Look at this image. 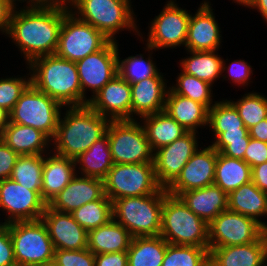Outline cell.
I'll list each match as a JSON object with an SVG mask.
<instances>
[{
    "label": "cell",
    "mask_w": 267,
    "mask_h": 266,
    "mask_svg": "<svg viewBox=\"0 0 267 266\" xmlns=\"http://www.w3.org/2000/svg\"><path fill=\"white\" fill-rule=\"evenodd\" d=\"M176 85L169 87V89L176 94L192 99L204 104L208 109L216 103L213 102L210 83L200 80L193 75L180 72L176 78ZM214 103V104H213Z\"/></svg>",
    "instance_id": "obj_38"
},
{
    "label": "cell",
    "mask_w": 267,
    "mask_h": 266,
    "mask_svg": "<svg viewBox=\"0 0 267 266\" xmlns=\"http://www.w3.org/2000/svg\"><path fill=\"white\" fill-rule=\"evenodd\" d=\"M133 237L113 218L105 225L88 232V249L94 254L127 251Z\"/></svg>",
    "instance_id": "obj_29"
},
{
    "label": "cell",
    "mask_w": 267,
    "mask_h": 266,
    "mask_svg": "<svg viewBox=\"0 0 267 266\" xmlns=\"http://www.w3.org/2000/svg\"><path fill=\"white\" fill-rule=\"evenodd\" d=\"M8 228L17 266H52L55 249L42 219L11 222Z\"/></svg>",
    "instance_id": "obj_7"
},
{
    "label": "cell",
    "mask_w": 267,
    "mask_h": 266,
    "mask_svg": "<svg viewBox=\"0 0 267 266\" xmlns=\"http://www.w3.org/2000/svg\"><path fill=\"white\" fill-rule=\"evenodd\" d=\"M37 1L39 7L58 8L66 11H72L77 0H37Z\"/></svg>",
    "instance_id": "obj_52"
},
{
    "label": "cell",
    "mask_w": 267,
    "mask_h": 266,
    "mask_svg": "<svg viewBox=\"0 0 267 266\" xmlns=\"http://www.w3.org/2000/svg\"><path fill=\"white\" fill-rule=\"evenodd\" d=\"M252 182L263 192L267 193V162L251 168Z\"/></svg>",
    "instance_id": "obj_50"
},
{
    "label": "cell",
    "mask_w": 267,
    "mask_h": 266,
    "mask_svg": "<svg viewBox=\"0 0 267 266\" xmlns=\"http://www.w3.org/2000/svg\"><path fill=\"white\" fill-rule=\"evenodd\" d=\"M30 77H9L0 78V108L10 113L21 97L22 93L31 84Z\"/></svg>",
    "instance_id": "obj_42"
},
{
    "label": "cell",
    "mask_w": 267,
    "mask_h": 266,
    "mask_svg": "<svg viewBox=\"0 0 267 266\" xmlns=\"http://www.w3.org/2000/svg\"><path fill=\"white\" fill-rule=\"evenodd\" d=\"M63 106L32 83L9 113V122L33 127L54 138Z\"/></svg>",
    "instance_id": "obj_8"
},
{
    "label": "cell",
    "mask_w": 267,
    "mask_h": 266,
    "mask_svg": "<svg viewBox=\"0 0 267 266\" xmlns=\"http://www.w3.org/2000/svg\"><path fill=\"white\" fill-rule=\"evenodd\" d=\"M0 140L20 156L46 155L51 147V139L40 130L10 122Z\"/></svg>",
    "instance_id": "obj_26"
},
{
    "label": "cell",
    "mask_w": 267,
    "mask_h": 266,
    "mask_svg": "<svg viewBox=\"0 0 267 266\" xmlns=\"http://www.w3.org/2000/svg\"><path fill=\"white\" fill-rule=\"evenodd\" d=\"M110 40L101 50L89 54L76 63L82 90V106L88 105L86 97L92 91V97L118 74V45Z\"/></svg>",
    "instance_id": "obj_13"
},
{
    "label": "cell",
    "mask_w": 267,
    "mask_h": 266,
    "mask_svg": "<svg viewBox=\"0 0 267 266\" xmlns=\"http://www.w3.org/2000/svg\"><path fill=\"white\" fill-rule=\"evenodd\" d=\"M12 10L5 0H0V31L7 35Z\"/></svg>",
    "instance_id": "obj_53"
},
{
    "label": "cell",
    "mask_w": 267,
    "mask_h": 266,
    "mask_svg": "<svg viewBox=\"0 0 267 266\" xmlns=\"http://www.w3.org/2000/svg\"><path fill=\"white\" fill-rule=\"evenodd\" d=\"M27 67L31 83L63 107L82 106V90L76 63L46 55L34 59Z\"/></svg>",
    "instance_id": "obj_3"
},
{
    "label": "cell",
    "mask_w": 267,
    "mask_h": 266,
    "mask_svg": "<svg viewBox=\"0 0 267 266\" xmlns=\"http://www.w3.org/2000/svg\"><path fill=\"white\" fill-rule=\"evenodd\" d=\"M153 152L181 138L187 131L164 111L140 118Z\"/></svg>",
    "instance_id": "obj_30"
},
{
    "label": "cell",
    "mask_w": 267,
    "mask_h": 266,
    "mask_svg": "<svg viewBox=\"0 0 267 266\" xmlns=\"http://www.w3.org/2000/svg\"><path fill=\"white\" fill-rule=\"evenodd\" d=\"M244 161L252 168L267 162V143L250 138L244 154Z\"/></svg>",
    "instance_id": "obj_46"
},
{
    "label": "cell",
    "mask_w": 267,
    "mask_h": 266,
    "mask_svg": "<svg viewBox=\"0 0 267 266\" xmlns=\"http://www.w3.org/2000/svg\"><path fill=\"white\" fill-rule=\"evenodd\" d=\"M251 181V167L244 160L230 158L218 152L215 165V185L229 194Z\"/></svg>",
    "instance_id": "obj_31"
},
{
    "label": "cell",
    "mask_w": 267,
    "mask_h": 266,
    "mask_svg": "<svg viewBox=\"0 0 267 266\" xmlns=\"http://www.w3.org/2000/svg\"><path fill=\"white\" fill-rule=\"evenodd\" d=\"M178 197L207 224L228 209V194L215 184L182 192Z\"/></svg>",
    "instance_id": "obj_24"
},
{
    "label": "cell",
    "mask_w": 267,
    "mask_h": 266,
    "mask_svg": "<svg viewBox=\"0 0 267 266\" xmlns=\"http://www.w3.org/2000/svg\"><path fill=\"white\" fill-rule=\"evenodd\" d=\"M235 3L245 6L246 8L254 1V0H233Z\"/></svg>",
    "instance_id": "obj_58"
},
{
    "label": "cell",
    "mask_w": 267,
    "mask_h": 266,
    "mask_svg": "<svg viewBox=\"0 0 267 266\" xmlns=\"http://www.w3.org/2000/svg\"><path fill=\"white\" fill-rule=\"evenodd\" d=\"M208 126L216 139L221 133L233 130H248L235 106L229 100L216 101L209 109Z\"/></svg>",
    "instance_id": "obj_36"
},
{
    "label": "cell",
    "mask_w": 267,
    "mask_h": 266,
    "mask_svg": "<svg viewBox=\"0 0 267 266\" xmlns=\"http://www.w3.org/2000/svg\"><path fill=\"white\" fill-rule=\"evenodd\" d=\"M106 134L114 164L153 163L154 152L136 119L110 120Z\"/></svg>",
    "instance_id": "obj_9"
},
{
    "label": "cell",
    "mask_w": 267,
    "mask_h": 266,
    "mask_svg": "<svg viewBox=\"0 0 267 266\" xmlns=\"http://www.w3.org/2000/svg\"><path fill=\"white\" fill-rule=\"evenodd\" d=\"M167 190L151 195L124 197L112 201L113 219L132 237L158 236L161 231L163 200Z\"/></svg>",
    "instance_id": "obj_4"
},
{
    "label": "cell",
    "mask_w": 267,
    "mask_h": 266,
    "mask_svg": "<svg viewBox=\"0 0 267 266\" xmlns=\"http://www.w3.org/2000/svg\"><path fill=\"white\" fill-rule=\"evenodd\" d=\"M251 138L267 143V118L249 129Z\"/></svg>",
    "instance_id": "obj_54"
},
{
    "label": "cell",
    "mask_w": 267,
    "mask_h": 266,
    "mask_svg": "<svg viewBox=\"0 0 267 266\" xmlns=\"http://www.w3.org/2000/svg\"><path fill=\"white\" fill-rule=\"evenodd\" d=\"M166 79L160 71L150 78L131 83V120L165 110L167 88Z\"/></svg>",
    "instance_id": "obj_22"
},
{
    "label": "cell",
    "mask_w": 267,
    "mask_h": 266,
    "mask_svg": "<svg viewBox=\"0 0 267 266\" xmlns=\"http://www.w3.org/2000/svg\"><path fill=\"white\" fill-rule=\"evenodd\" d=\"M209 248L167 244L162 266H205Z\"/></svg>",
    "instance_id": "obj_39"
},
{
    "label": "cell",
    "mask_w": 267,
    "mask_h": 266,
    "mask_svg": "<svg viewBox=\"0 0 267 266\" xmlns=\"http://www.w3.org/2000/svg\"><path fill=\"white\" fill-rule=\"evenodd\" d=\"M72 216L87 232L107 224L112 218V201L104 195L74 210Z\"/></svg>",
    "instance_id": "obj_37"
},
{
    "label": "cell",
    "mask_w": 267,
    "mask_h": 266,
    "mask_svg": "<svg viewBox=\"0 0 267 266\" xmlns=\"http://www.w3.org/2000/svg\"><path fill=\"white\" fill-rule=\"evenodd\" d=\"M131 3V0H77L70 12L91 24L109 40L117 41L114 36L124 29L136 32L142 39Z\"/></svg>",
    "instance_id": "obj_6"
},
{
    "label": "cell",
    "mask_w": 267,
    "mask_h": 266,
    "mask_svg": "<svg viewBox=\"0 0 267 266\" xmlns=\"http://www.w3.org/2000/svg\"><path fill=\"white\" fill-rule=\"evenodd\" d=\"M104 195L103 179L77 173L48 206L59 212L72 213L82 205L99 200Z\"/></svg>",
    "instance_id": "obj_21"
},
{
    "label": "cell",
    "mask_w": 267,
    "mask_h": 266,
    "mask_svg": "<svg viewBox=\"0 0 267 266\" xmlns=\"http://www.w3.org/2000/svg\"><path fill=\"white\" fill-rule=\"evenodd\" d=\"M230 66L226 67L225 60L223 59V65H222V73L226 71V73L229 72L228 76L230 79H232V82L237 85H248L250 82V76L252 72V67L250 64L245 62L244 60H234L229 64Z\"/></svg>",
    "instance_id": "obj_44"
},
{
    "label": "cell",
    "mask_w": 267,
    "mask_h": 266,
    "mask_svg": "<svg viewBox=\"0 0 267 266\" xmlns=\"http://www.w3.org/2000/svg\"><path fill=\"white\" fill-rule=\"evenodd\" d=\"M208 0L202 2L195 15L191 14L185 49L190 51H218L221 31Z\"/></svg>",
    "instance_id": "obj_20"
},
{
    "label": "cell",
    "mask_w": 267,
    "mask_h": 266,
    "mask_svg": "<svg viewBox=\"0 0 267 266\" xmlns=\"http://www.w3.org/2000/svg\"><path fill=\"white\" fill-rule=\"evenodd\" d=\"M267 261V238L263 233L255 242L223 246L209 251L213 266H261Z\"/></svg>",
    "instance_id": "obj_23"
},
{
    "label": "cell",
    "mask_w": 267,
    "mask_h": 266,
    "mask_svg": "<svg viewBox=\"0 0 267 266\" xmlns=\"http://www.w3.org/2000/svg\"><path fill=\"white\" fill-rule=\"evenodd\" d=\"M205 266H213L210 262H208Z\"/></svg>",
    "instance_id": "obj_60"
},
{
    "label": "cell",
    "mask_w": 267,
    "mask_h": 266,
    "mask_svg": "<svg viewBox=\"0 0 267 266\" xmlns=\"http://www.w3.org/2000/svg\"><path fill=\"white\" fill-rule=\"evenodd\" d=\"M190 11L174 0L167 1L163 10L152 20L146 39V51L184 46L187 40Z\"/></svg>",
    "instance_id": "obj_12"
},
{
    "label": "cell",
    "mask_w": 267,
    "mask_h": 266,
    "mask_svg": "<svg viewBox=\"0 0 267 266\" xmlns=\"http://www.w3.org/2000/svg\"><path fill=\"white\" fill-rule=\"evenodd\" d=\"M0 266H17L8 224H0Z\"/></svg>",
    "instance_id": "obj_45"
},
{
    "label": "cell",
    "mask_w": 267,
    "mask_h": 266,
    "mask_svg": "<svg viewBox=\"0 0 267 266\" xmlns=\"http://www.w3.org/2000/svg\"><path fill=\"white\" fill-rule=\"evenodd\" d=\"M263 233L264 228L254 219L227 209L208 224L209 251L217 247L249 244Z\"/></svg>",
    "instance_id": "obj_14"
},
{
    "label": "cell",
    "mask_w": 267,
    "mask_h": 266,
    "mask_svg": "<svg viewBox=\"0 0 267 266\" xmlns=\"http://www.w3.org/2000/svg\"><path fill=\"white\" fill-rule=\"evenodd\" d=\"M167 244L160 235L134 237L127 250L128 266H162Z\"/></svg>",
    "instance_id": "obj_33"
},
{
    "label": "cell",
    "mask_w": 267,
    "mask_h": 266,
    "mask_svg": "<svg viewBox=\"0 0 267 266\" xmlns=\"http://www.w3.org/2000/svg\"><path fill=\"white\" fill-rule=\"evenodd\" d=\"M8 7L12 10V11H16V9L18 10L19 8H16V2H26L28 4V6H24V8L21 9H37L39 7L38 1L37 0H5ZM22 1V2H21Z\"/></svg>",
    "instance_id": "obj_55"
},
{
    "label": "cell",
    "mask_w": 267,
    "mask_h": 266,
    "mask_svg": "<svg viewBox=\"0 0 267 266\" xmlns=\"http://www.w3.org/2000/svg\"><path fill=\"white\" fill-rule=\"evenodd\" d=\"M103 181L105 195L111 201L151 195L162 188L153 163L113 164Z\"/></svg>",
    "instance_id": "obj_10"
},
{
    "label": "cell",
    "mask_w": 267,
    "mask_h": 266,
    "mask_svg": "<svg viewBox=\"0 0 267 266\" xmlns=\"http://www.w3.org/2000/svg\"><path fill=\"white\" fill-rule=\"evenodd\" d=\"M47 205L41 191L28 190L10 178L0 181V208L8 215L0 224L40 220Z\"/></svg>",
    "instance_id": "obj_15"
},
{
    "label": "cell",
    "mask_w": 267,
    "mask_h": 266,
    "mask_svg": "<svg viewBox=\"0 0 267 266\" xmlns=\"http://www.w3.org/2000/svg\"><path fill=\"white\" fill-rule=\"evenodd\" d=\"M264 234H265V236L267 238V226L264 228Z\"/></svg>",
    "instance_id": "obj_59"
},
{
    "label": "cell",
    "mask_w": 267,
    "mask_h": 266,
    "mask_svg": "<svg viewBox=\"0 0 267 266\" xmlns=\"http://www.w3.org/2000/svg\"><path fill=\"white\" fill-rule=\"evenodd\" d=\"M217 156L218 152L211 145L203 150L199 147L177 179L166 189L167 193L178 196L182 192L214 184Z\"/></svg>",
    "instance_id": "obj_17"
},
{
    "label": "cell",
    "mask_w": 267,
    "mask_h": 266,
    "mask_svg": "<svg viewBox=\"0 0 267 266\" xmlns=\"http://www.w3.org/2000/svg\"><path fill=\"white\" fill-rule=\"evenodd\" d=\"M41 219L55 250H83L88 247V232L71 213L59 212L47 205Z\"/></svg>",
    "instance_id": "obj_19"
},
{
    "label": "cell",
    "mask_w": 267,
    "mask_h": 266,
    "mask_svg": "<svg viewBox=\"0 0 267 266\" xmlns=\"http://www.w3.org/2000/svg\"><path fill=\"white\" fill-rule=\"evenodd\" d=\"M109 41L102 32L68 11L63 18L55 55L77 62L101 50Z\"/></svg>",
    "instance_id": "obj_11"
},
{
    "label": "cell",
    "mask_w": 267,
    "mask_h": 266,
    "mask_svg": "<svg viewBox=\"0 0 267 266\" xmlns=\"http://www.w3.org/2000/svg\"><path fill=\"white\" fill-rule=\"evenodd\" d=\"M9 122V113L0 108V139Z\"/></svg>",
    "instance_id": "obj_57"
},
{
    "label": "cell",
    "mask_w": 267,
    "mask_h": 266,
    "mask_svg": "<svg viewBox=\"0 0 267 266\" xmlns=\"http://www.w3.org/2000/svg\"><path fill=\"white\" fill-rule=\"evenodd\" d=\"M266 264V265H265ZM261 266H267V261L265 263H263Z\"/></svg>",
    "instance_id": "obj_61"
},
{
    "label": "cell",
    "mask_w": 267,
    "mask_h": 266,
    "mask_svg": "<svg viewBox=\"0 0 267 266\" xmlns=\"http://www.w3.org/2000/svg\"><path fill=\"white\" fill-rule=\"evenodd\" d=\"M127 251L95 255V266H128Z\"/></svg>",
    "instance_id": "obj_49"
},
{
    "label": "cell",
    "mask_w": 267,
    "mask_h": 266,
    "mask_svg": "<svg viewBox=\"0 0 267 266\" xmlns=\"http://www.w3.org/2000/svg\"><path fill=\"white\" fill-rule=\"evenodd\" d=\"M160 236L169 244L209 248L208 224L170 194L163 200Z\"/></svg>",
    "instance_id": "obj_5"
},
{
    "label": "cell",
    "mask_w": 267,
    "mask_h": 266,
    "mask_svg": "<svg viewBox=\"0 0 267 266\" xmlns=\"http://www.w3.org/2000/svg\"><path fill=\"white\" fill-rule=\"evenodd\" d=\"M165 112L187 132H198V127L208 126L209 109L202 103L173 93L168 89Z\"/></svg>",
    "instance_id": "obj_27"
},
{
    "label": "cell",
    "mask_w": 267,
    "mask_h": 266,
    "mask_svg": "<svg viewBox=\"0 0 267 266\" xmlns=\"http://www.w3.org/2000/svg\"><path fill=\"white\" fill-rule=\"evenodd\" d=\"M229 101L237 109L248 130L267 118V97L260 93L248 92L238 101Z\"/></svg>",
    "instance_id": "obj_40"
},
{
    "label": "cell",
    "mask_w": 267,
    "mask_h": 266,
    "mask_svg": "<svg viewBox=\"0 0 267 266\" xmlns=\"http://www.w3.org/2000/svg\"><path fill=\"white\" fill-rule=\"evenodd\" d=\"M52 266H95V255L88 249L54 250Z\"/></svg>",
    "instance_id": "obj_43"
},
{
    "label": "cell",
    "mask_w": 267,
    "mask_h": 266,
    "mask_svg": "<svg viewBox=\"0 0 267 266\" xmlns=\"http://www.w3.org/2000/svg\"><path fill=\"white\" fill-rule=\"evenodd\" d=\"M228 210L250 217L265 228L261 217L267 216V193L252 181L244 184L228 194Z\"/></svg>",
    "instance_id": "obj_28"
},
{
    "label": "cell",
    "mask_w": 267,
    "mask_h": 266,
    "mask_svg": "<svg viewBox=\"0 0 267 266\" xmlns=\"http://www.w3.org/2000/svg\"><path fill=\"white\" fill-rule=\"evenodd\" d=\"M19 154L0 140V181L10 178Z\"/></svg>",
    "instance_id": "obj_47"
},
{
    "label": "cell",
    "mask_w": 267,
    "mask_h": 266,
    "mask_svg": "<svg viewBox=\"0 0 267 266\" xmlns=\"http://www.w3.org/2000/svg\"><path fill=\"white\" fill-rule=\"evenodd\" d=\"M248 8L257 9L260 12L261 17L267 23V0H254Z\"/></svg>",
    "instance_id": "obj_56"
},
{
    "label": "cell",
    "mask_w": 267,
    "mask_h": 266,
    "mask_svg": "<svg viewBox=\"0 0 267 266\" xmlns=\"http://www.w3.org/2000/svg\"><path fill=\"white\" fill-rule=\"evenodd\" d=\"M180 60L181 71L213 85L222 75L223 57L214 51H190Z\"/></svg>",
    "instance_id": "obj_34"
},
{
    "label": "cell",
    "mask_w": 267,
    "mask_h": 266,
    "mask_svg": "<svg viewBox=\"0 0 267 266\" xmlns=\"http://www.w3.org/2000/svg\"><path fill=\"white\" fill-rule=\"evenodd\" d=\"M198 132H187L154 152L153 164L158 184L167 189L180 175L192 155L199 150Z\"/></svg>",
    "instance_id": "obj_16"
},
{
    "label": "cell",
    "mask_w": 267,
    "mask_h": 266,
    "mask_svg": "<svg viewBox=\"0 0 267 266\" xmlns=\"http://www.w3.org/2000/svg\"><path fill=\"white\" fill-rule=\"evenodd\" d=\"M66 109L63 118L60 115L55 136L51 140V145L55 147L51 152L76 160L106 135L110 120L89 105Z\"/></svg>",
    "instance_id": "obj_2"
},
{
    "label": "cell",
    "mask_w": 267,
    "mask_h": 266,
    "mask_svg": "<svg viewBox=\"0 0 267 266\" xmlns=\"http://www.w3.org/2000/svg\"><path fill=\"white\" fill-rule=\"evenodd\" d=\"M82 176L104 179L113 166L108 135L96 141L86 152H83L76 160Z\"/></svg>",
    "instance_id": "obj_32"
},
{
    "label": "cell",
    "mask_w": 267,
    "mask_h": 266,
    "mask_svg": "<svg viewBox=\"0 0 267 266\" xmlns=\"http://www.w3.org/2000/svg\"><path fill=\"white\" fill-rule=\"evenodd\" d=\"M148 55V60L144 59L142 54L120 60L118 54V74L130 84L155 76L159 70L151 57V53Z\"/></svg>",
    "instance_id": "obj_41"
},
{
    "label": "cell",
    "mask_w": 267,
    "mask_h": 266,
    "mask_svg": "<svg viewBox=\"0 0 267 266\" xmlns=\"http://www.w3.org/2000/svg\"><path fill=\"white\" fill-rule=\"evenodd\" d=\"M249 130H233L221 133L210 144L217 152H221L227 145L237 142H249Z\"/></svg>",
    "instance_id": "obj_48"
},
{
    "label": "cell",
    "mask_w": 267,
    "mask_h": 266,
    "mask_svg": "<svg viewBox=\"0 0 267 266\" xmlns=\"http://www.w3.org/2000/svg\"><path fill=\"white\" fill-rule=\"evenodd\" d=\"M67 12L47 7L12 11L7 37L20 48L27 65L41 56L55 54Z\"/></svg>",
    "instance_id": "obj_1"
},
{
    "label": "cell",
    "mask_w": 267,
    "mask_h": 266,
    "mask_svg": "<svg viewBox=\"0 0 267 266\" xmlns=\"http://www.w3.org/2000/svg\"><path fill=\"white\" fill-rule=\"evenodd\" d=\"M45 155L19 156L10 179L27 187L28 190L41 191Z\"/></svg>",
    "instance_id": "obj_35"
},
{
    "label": "cell",
    "mask_w": 267,
    "mask_h": 266,
    "mask_svg": "<svg viewBox=\"0 0 267 266\" xmlns=\"http://www.w3.org/2000/svg\"><path fill=\"white\" fill-rule=\"evenodd\" d=\"M249 142H237L227 145L220 153L230 158L244 160V154Z\"/></svg>",
    "instance_id": "obj_51"
},
{
    "label": "cell",
    "mask_w": 267,
    "mask_h": 266,
    "mask_svg": "<svg viewBox=\"0 0 267 266\" xmlns=\"http://www.w3.org/2000/svg\"><path fill=\"white\" fill-rule=\"evenodd\" d=\"M44 156L41 197L49 204L77 174L74 159L54 152Z\"/></svg>",
    "instance_id": "obj_25"
},
{
    "label": "cell",
    "mask_w": 267,
    "mask_h": 266,
    "mask_svg": "<svg viewBox=\"0 0 267 266\" xmlns=\"http://www.w3.org/2000/svg\"><path fill=\"white\" fill-rule=\"evenodd\" d=\"M88 99V105L109 120H131V85L119 74Z\"/></svg>",
    "instance_id": "obj_18"
}]
</instances>
